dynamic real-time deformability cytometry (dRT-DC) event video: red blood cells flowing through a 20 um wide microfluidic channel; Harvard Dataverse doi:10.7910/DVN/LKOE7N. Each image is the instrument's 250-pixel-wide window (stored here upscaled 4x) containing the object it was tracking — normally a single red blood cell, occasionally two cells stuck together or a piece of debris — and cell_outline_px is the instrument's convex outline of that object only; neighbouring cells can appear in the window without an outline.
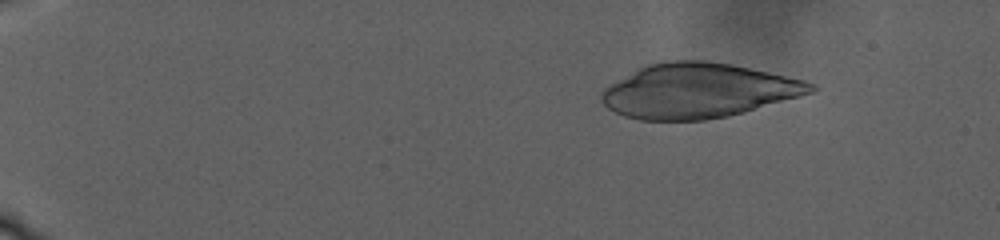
{"species": "human", "species_latin": "Homo sapiens", "temperature_condition": "warm", "stored_images_in_passage": 83, "camera_frame_rate_fps": 3000, "um_per_image_px": 0.085, "donor": {"sex": "male"}, "frame": {"image": 1, "passage_image": 9, "time_ms": 3.333, "image_size_px": [1000, 240], "cell_outline_px": [[820, 88], [812, 92], [744, 112], [728, 116], [704, 120], [640, 120], [624, 116], [608, 108], [600, 100], [600, 96], [604, 88], [640, 68], [648, 64], [672, 60], [704, 60], [732, 64], [804, 80], [816, 84]], "centroid_in_image_um": [59.35, 7.71], "position_along_channel_um": 25.7, "area_um2": 66.07}}